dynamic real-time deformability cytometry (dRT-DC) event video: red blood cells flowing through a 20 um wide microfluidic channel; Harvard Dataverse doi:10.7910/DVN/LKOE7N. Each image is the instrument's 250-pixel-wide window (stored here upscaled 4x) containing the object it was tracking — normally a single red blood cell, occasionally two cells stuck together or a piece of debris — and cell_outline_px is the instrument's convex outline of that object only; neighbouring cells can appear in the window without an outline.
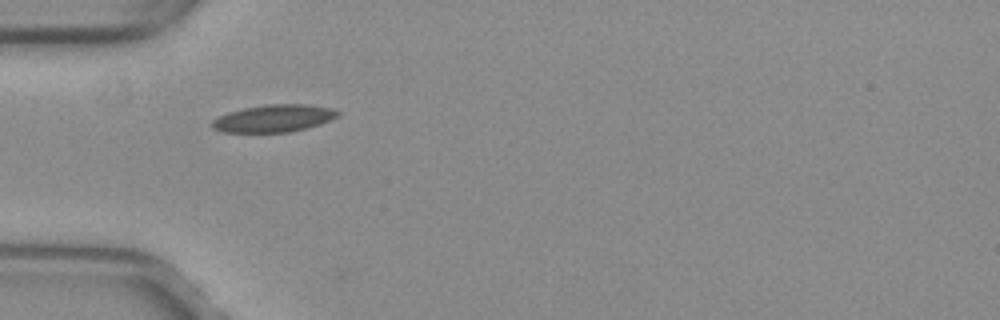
{"species": "common noctule bat (a hibernating species)", "species_latin": "Nyctalus noctula", "temperature_condition": "warm", "stored_images_in_passage": 37, "camera_frame_rate_fps": 3000, "um_per_image_px": 0.085, "animal": {"sex": "female", "body_mass_g": 29.2, "forearm_length_mm": 56.3}, "frame": {"image": 1, "passage_image": 1, "time_ms": 0.0, "image_size_px": [1000, 320], "cell_outline_px": [[340, 116], [320, 124], [288, 132], [224, 132], [212, 128], [208, 124], [212, 120], [228, 112], [244, 108], [268, 104], [308, 104], [332, 108], [340, 112]], "centroid_in_image_um": [23.27, 10.05], "position_along_channel_um": 61.7, "area_um2": 20.06}}
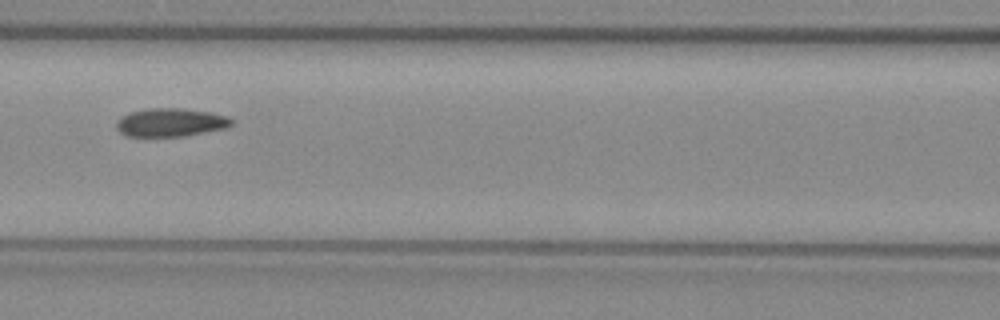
{"frame": {"image": 2, "passage_image": 8, "time_ms": 2.333, "image_size_px": [1000, 320], "cell_outline_px": [[232, 124], [224, 128], [184, 136], [128, 136], [120, 132], [116, 128], [116, 120], [120, 116], [128, 112], [148, 108], [180, 108], [212, 112], [224, 116], [232, 120]], "centroid_in_image_um": [14.43, 10.39], "position_along_channel_um": 152.2, "area_um2": 18.96}}
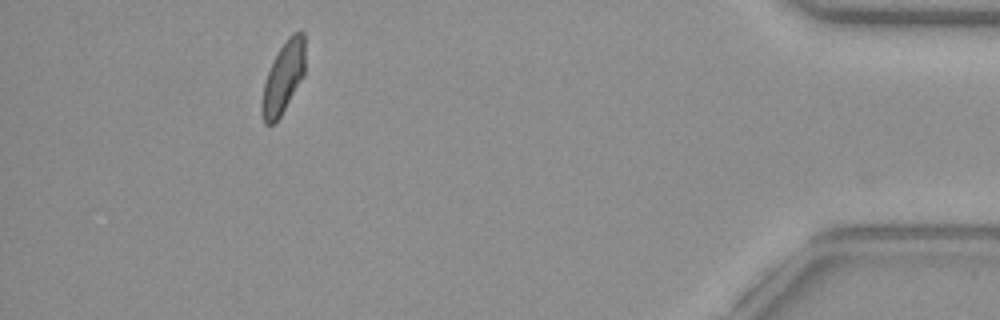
{"frame": {"image": 3, "passage_image": 32, "time_ms": 10.333, "image_size_px": [1000, 320], "cell_outline_px": [[304, 76], [280, 116], [272, 124], [264, 124], [260, 112], [260, 108], [264, 84], [268, 72], [280, 48], [288, 36], [292, 32], [304, 32]], "centroid_in_image_um": [24.07, 6.61], "position_along_channel_um": 411.1, "area_um2": 17.74}, "authors_computed_cell_mechanics": {"area_um2": 18.5538, "velocity_mm_per_s": 3.9819, "shape_relaxation_time_tau1_ms": null, "shape_relaxation_time_tau2_ms": 3.1294, "deformation_change_tau1": null, "deformation_change_tau2": 0.0587}}